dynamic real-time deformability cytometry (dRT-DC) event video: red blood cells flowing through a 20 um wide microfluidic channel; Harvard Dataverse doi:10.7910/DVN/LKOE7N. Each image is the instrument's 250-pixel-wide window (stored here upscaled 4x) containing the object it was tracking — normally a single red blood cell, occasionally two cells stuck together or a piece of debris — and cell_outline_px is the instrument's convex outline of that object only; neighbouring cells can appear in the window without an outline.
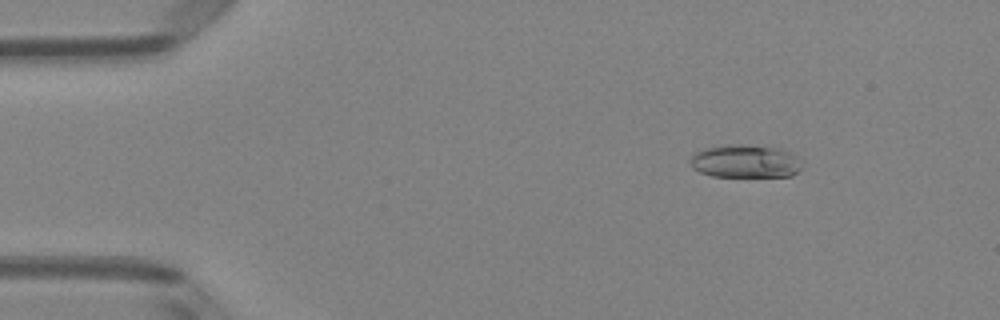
{"species": "Egyptian fruit bat (a non-hibernating species)", "species_latin": "Rousettus aegyptiacus", "temperature_condition": "room temperature", "stored_images_in_passage": 51, "camera_frame_rate_fps": 3000, "um_per_image_px": 0.085, "animal": {"sex": "female"}, "frame": {"image": 1, "passage_image": 7, "time_ms": 2.0, "image_size_px": [1000, 320], "cell_outline_px": [[800, 168], [792, 176], [712, 176], [700, 172], [692, 168], [692, 156], [696, 152], [704, 148], [728, 144], [744, 144], [780, 148], [792, 152], [796, 156]], "centroid_in_image_um": [63.34, 13.69], "position_along_channel_um": 21.7, "area_um2": 21.39}}
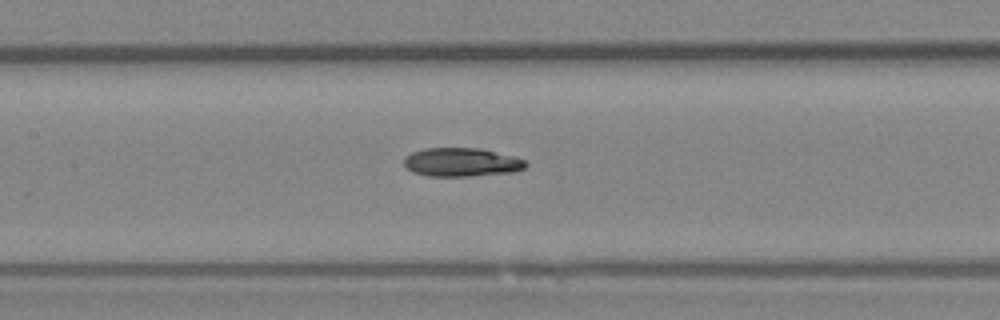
{"frame": {"image": 2, "passage_image": 24, "time_ms": 7.667, "image_size_px": [1000, 320], "cell_outline_px": [[528, 164], [524, 168], [512, 172], [468, 176], [428, 176], [412, 172], [404, 164], [404, 156], [412, 152], [424, 148], [480, 148], [512, 156], [524, 160]], "centroid_in_image_um": [39.19, 13.78], "position_along_channel_um": 168.2, "area_um2": 20.23}}
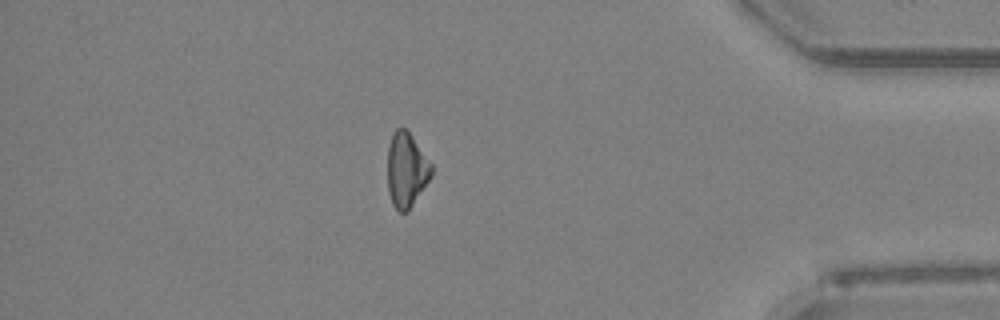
{"frame": {"image": 3, "passage_image": 44, "time_ms": 14.333, "image_size_px": [1000, 320], "cell_outline_px": [[432, 176], [408, 212], [400, 212], [392, 204], [388, 192], [388, 148], [392, 132], [396, 128], [404, 128], [412, 136], [432, 164]], "centroid_in_image_um": [34.55, 14.45], "position_along_channel_um": 400.7, "area_um2": 19.13}, "authors_computed_cell_mechanics": {"area_um2": 20.23, "velocity_mm_per_s": 4.0508, "shape_relaxation_time_tau1_ms": 7.1618, "shape_relaxation_time_tau2_ms": 7.8219, "deformation_change_tau1": 0.1795, "deformation_change_tau2": 0.1482}}